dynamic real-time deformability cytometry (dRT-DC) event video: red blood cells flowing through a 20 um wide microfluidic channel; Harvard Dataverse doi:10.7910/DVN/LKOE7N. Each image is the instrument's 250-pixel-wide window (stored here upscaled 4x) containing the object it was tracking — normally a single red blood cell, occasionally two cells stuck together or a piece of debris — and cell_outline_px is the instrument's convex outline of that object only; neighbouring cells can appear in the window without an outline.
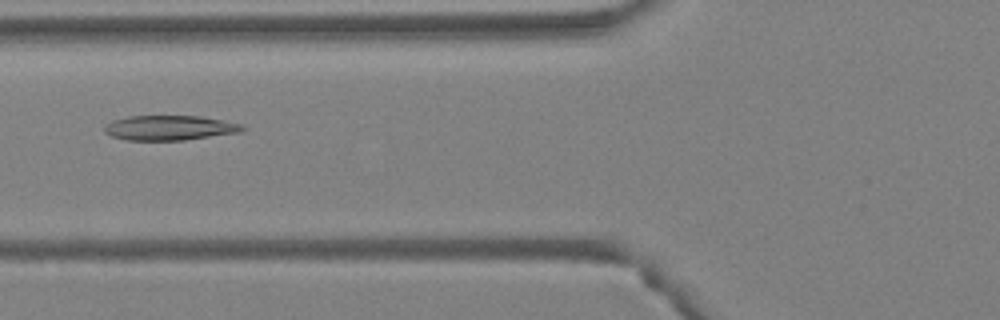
{"species": "Egyptian fruit bat (a non-hibernating species)", "species_latin": "Rousettus aegyptiacus", "temperature_condition": "warm", "stored_images_in_passage": 39, "camera_frame_rate_fps": 3000, "um_per_image_px": 0.085, "animal": {"sex": "female"}, "frame": {"image": 1, "passage_image": 10, "time_ms": 3.0, "image_size_px": [1000, 320], "cell_outline_px": [[248, 128], [240, 132], [184, 140], [128, 140], [112, 136], [104, 132], [104, 124], [112, 120], [128, 116], [200, 116], [224, 120], [244, 124]], "centroid_in_image_um": [14.44, 10.86], "position_along_channel_um": 111.4, "area_um2": 20.11}}
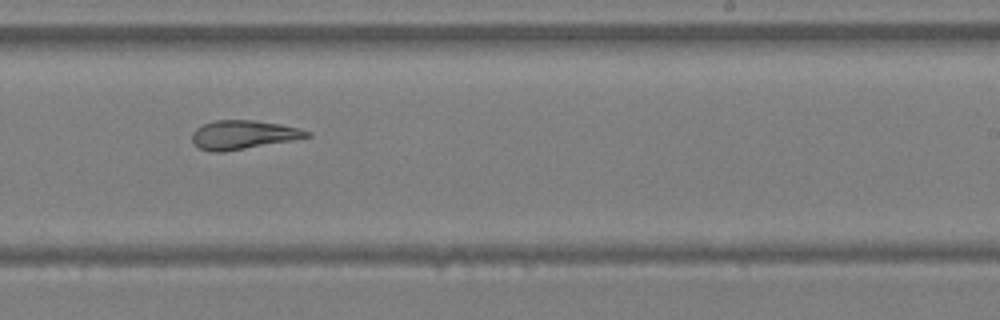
{"frame": {"image": 2, "passage_image": 21, "time_ms": 6.667, "image_size_px": [1000, 320], "cell_outline_px": [[312, 136], [292, 140], [224, 152], [212, 152], [200, 148], [192, 144], [192, 132], [196, 128], [204, 124], [216, 120], [256, 120], [280, 124], [300, 128], [312, 132]], "centroid_in_image_um": [20.67, 11.45], "position_along_channel_um": 268.3, "area_um2": 19.36}}
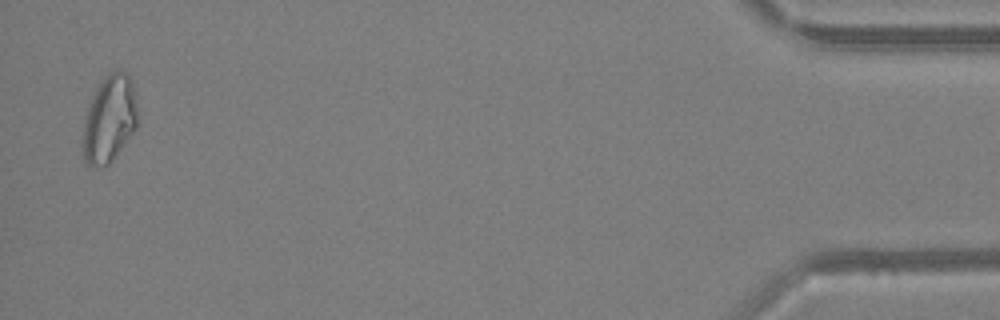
{"frame": {"image": 3, "passage_image": 38, "time_ms": 12.333, "image_size_px": [1000, 320], "cell_outline_px": [[140, 112], [136, 128], [112, 160], [108, 164], [100, 168], [92, 168], [84, 160], [80, 144], [84, 120], [92, 96], [100, 80], [108, 72], [116, 68], [120, 68], [128, 72], [132, 80], [136, 92]], "centroid_in_image_um": [9.31, 10.06], "position_along_channel_um": 425.9, "area_um2": 29.07}}